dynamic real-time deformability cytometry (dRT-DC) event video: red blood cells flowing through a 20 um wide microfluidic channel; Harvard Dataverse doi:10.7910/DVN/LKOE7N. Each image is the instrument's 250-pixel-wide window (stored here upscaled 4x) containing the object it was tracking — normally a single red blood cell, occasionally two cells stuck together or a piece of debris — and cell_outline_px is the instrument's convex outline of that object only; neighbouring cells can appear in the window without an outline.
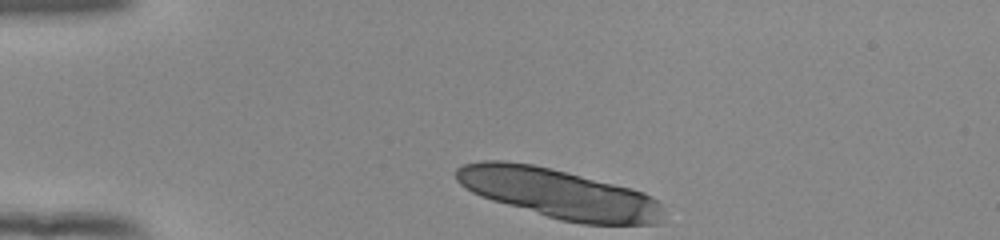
{"species": "human", "species_latin": "Homo sapiens", "temperature_condition": "room temperature", "stored_images_in_passage": 35, "camera_frame_rate_fps": 3000, "um_per_image_px": 0.085, "donor": {"sex": "female"}, "frame": {"image": 1, "passage_image": 1, "time_ms": 0.0, "image_size_px": [1000, 240], "cell_outline_px": [[664, 212], [660, 224], [580, 224], [560, 220], [492, 200], [480, 196], [472, 192], [460, 184], [456, 180], [456, 168], [464, 164], [484, 160], [504, 160], [532, 164], [632, 188], [644, 192], [652, 196], [660, 204]], "centroid_in_image_um": [47.51, 16.46], "position_along_channel_um": 37.5, "area_um2": 59.65}}
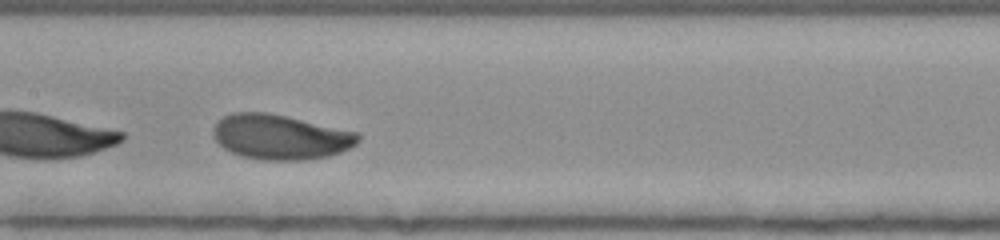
{"frame": {"image": 2, "passage_image": 17, "time_ms": 5.333, "image_size_px": [1000, 240], "cell_outline_px": [[360, 140], [356, 144], [340, 152], [328, 156], [304, 160], [264, 160], [240, 156], [224, 148], [212, 136], [212, 128], [224, 116], [232, 112], [264, 112], [284, 116], [360, 132]], "centroid_in_image_um": [23.83, 11.64], "position_along_channel_um": 183.6, "area_um2": 37.86}}
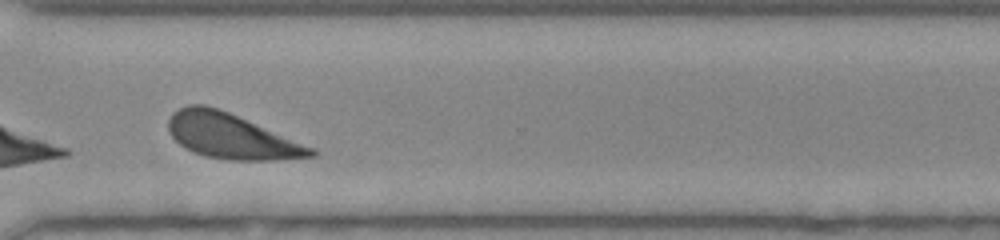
{"frame": {"image": 3, "passage_image": 30, "time_ms": 9.667, "image_size_px": [1000, 240], "cell_outline_px": [[316, 156], [276, 160], [228, 160], [204, 156], [192, 152], [184, 148], [172, 136], [168, 128], [168, 120], [172, 112], [188, 104], [204, 104], [228, 112], [316, 148]], "centroid_in_image_um": [19.65, 11.58], "position_along_channel_um": 350.9, "area_um2": 37.45}, "authors_computed_cell_mechanics": {"area_um2": 37.9746, "velocity_mm_per_s": 3.8585, "shape_relaxation_time_tau1_ms": 1.4168, "shape_relaxation_time_tau2_ms": null, "deformation_change_tau1": 0.1036, "deformation_change_tau2": null}}